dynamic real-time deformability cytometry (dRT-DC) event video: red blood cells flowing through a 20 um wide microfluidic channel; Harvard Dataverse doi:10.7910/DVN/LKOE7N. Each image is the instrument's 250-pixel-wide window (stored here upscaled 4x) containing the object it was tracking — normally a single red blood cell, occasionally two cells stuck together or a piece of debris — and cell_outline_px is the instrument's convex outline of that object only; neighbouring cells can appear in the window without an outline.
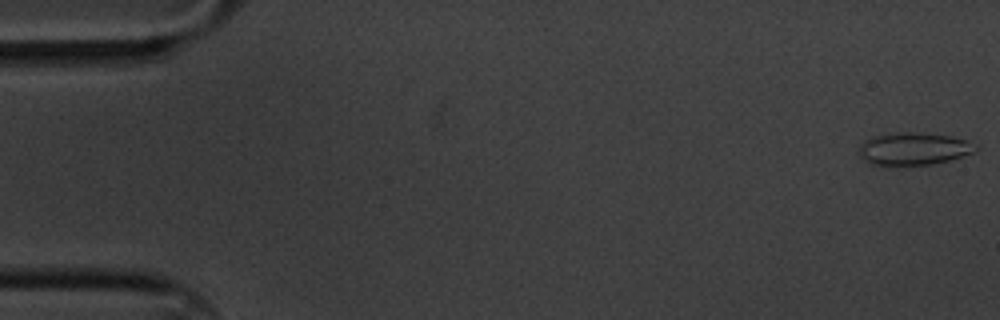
{"species": "common noctule bat (a hibernating species)", "species_latin": "Nyctalus noctula", "temperature_condition": "cold", "stored_images_in_passage": 5, "camera_frame_rate_fps": 3000, "um_per_image_px": 0.085, "animal": {"sex": "male", "body_mass_g": 20.1, "forearm_length_mm": 53.5}, "frame": {"image": 1, "passage_image": 1, "time_ms": 0.0, "image_size_px": [1000, 320], "cell_outline_px": [[980, 148], [976, 152], [952, 160], [932, 164], [888, 168], [872, 164], [864, 160], [860, 156], [860, 144], [864, 140], [872, 136], [896, 132], [912, 132], [952, 136], [976, 144]], "centroid_in_image_um": [77.65, 12.68], "position_along_channel_um": 7.3, "area_um2": 22.89}}
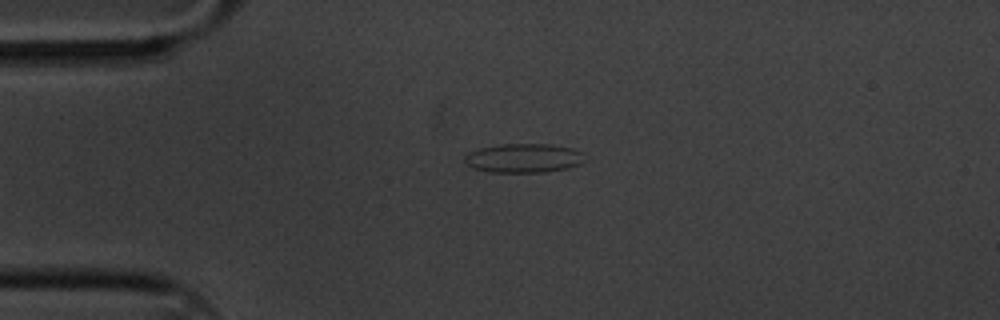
{"frame": {"image": 2, "passage_image": 4, "time_ms": 1.0, "image_size_px": [1000, 320], "cell_outline_px": [[584, 160], [580, 164], [568, 168], [544, 172], [488, 172], [476, 168], [468, 164], [464, 160], [464, 156], [468, 152], [480, 148], [500, 144], [552, 144], [572, 148], [580, 152]], "centroid_in_image_um": [44.5, 13.43], "position_along_channel_um": 40.5, "area_um2": 20.23}}